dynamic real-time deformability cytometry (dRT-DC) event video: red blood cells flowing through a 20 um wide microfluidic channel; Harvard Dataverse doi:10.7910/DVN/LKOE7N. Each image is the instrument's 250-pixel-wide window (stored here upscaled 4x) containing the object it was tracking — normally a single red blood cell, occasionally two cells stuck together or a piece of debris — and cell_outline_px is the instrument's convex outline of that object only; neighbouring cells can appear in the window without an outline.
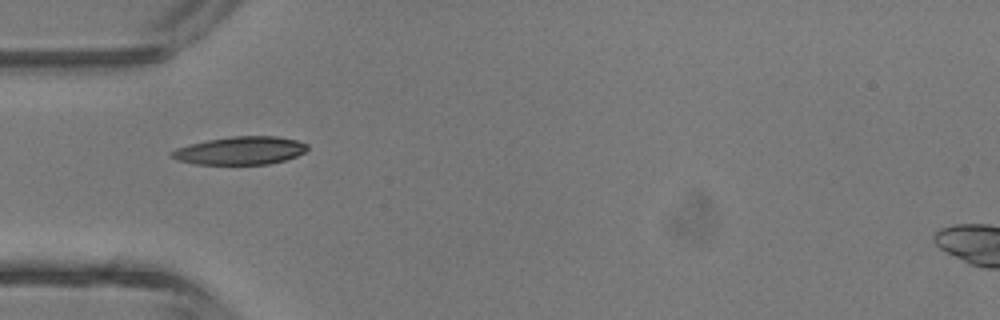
{"species": "common noctule bat (a hibernating species)", "species_latin": "Nyctalus noctula", "temperature_condition": "room temperature", "stored_images_in_passage": 2, "camera_frame_rate_fps": 3000, "um_per_image_px": 0.085, "animal": {"sex": "male", "body_mass_g": 13.3}, "frame": {"image": 1, "passage_image": 1, "time_ms": 0.0, "image_size_px": [1000, 320], "cell_outline_px": [[308, 148], [304, 152], [296, 156], [284, 160], [268, 164], [196, 164], [176, 160], [168, 156], [168, 152], [176, 148], [188, 144], [208, 140], [232, 136], [276, 136], [296, 140], [308, 144]], "centroid_in_image_um": [20.37, 12.8], "position_along_channel_um": 64.6, "area_um2": 22.25}}
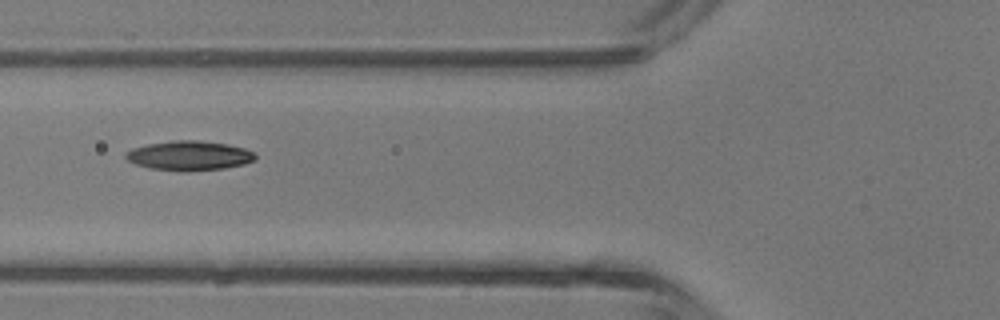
{"frame": {"image": 2, "passage_image": 2, "time_ms": 1.0, "image_size_px": [1000, 320], "cell_outline_px": [[256, 160], [244, 164], [224, 168], [180, 172], [148, 168], [136, 164], [128, 160], [124, 156], [124, 152], [132, 148], [148, 144], [172, 140], [200, 140], [228, 144], [244, 148], [252, 152], [256, 156]], "centroid_in_image_um": [16.06, 13.23], "position_along_channel_um": 109.7, "area_um2": 22.48}}